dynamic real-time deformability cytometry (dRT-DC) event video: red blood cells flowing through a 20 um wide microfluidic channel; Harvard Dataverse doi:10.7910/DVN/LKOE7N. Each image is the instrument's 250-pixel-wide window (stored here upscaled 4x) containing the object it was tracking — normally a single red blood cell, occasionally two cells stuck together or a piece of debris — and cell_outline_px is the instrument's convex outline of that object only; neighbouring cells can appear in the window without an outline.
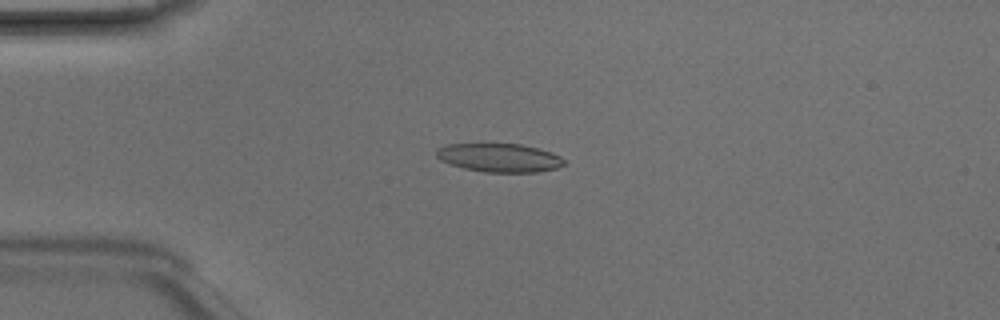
{"species": "Egyptian fruit bat (a non-hibernating species)", "species_latin": "Rousettus aegyptiacus", "temperature_condition": "room temperature", "stored_images_in_passage": 48, "camera_frame_rate_fps": 3000, "um_per_image_px": 0.085, "animal": {"sex": "male"}, "frame": {"image": 1, "passage_image": 12, "time_ms": 3.667, "image_size_px": [1000, 320], "cell_outline_px": [[564, 164], [556, 168], [536, 172], [484, 172], [464, 168], [448, 164], [440, 160], [436, 156], [436, 152], [440, 148], [448, 144], [520, 144], [552, 152], [560, 156], [564, 160]], "centroid_in_image_um": [42.43, 13.41], "position_along_channel_um": 42.6, "area_um2": 21.1}}
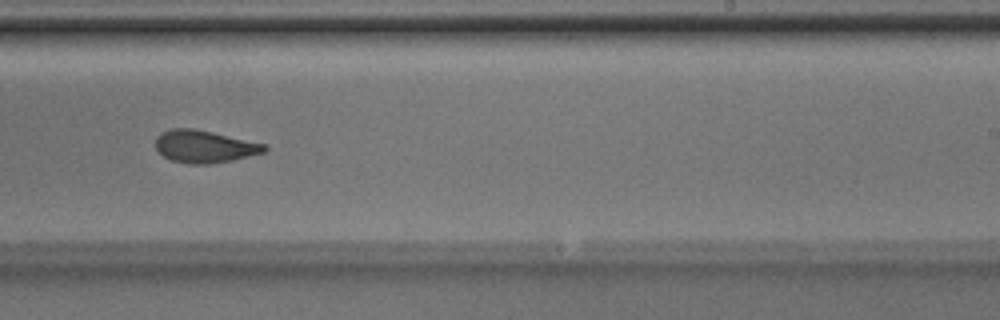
{"frame": {"image": 2, "passage_image": 30, "time_ms": 9.667, "image_size_px": [1000, 320], "cell_outline_px": [[268, 148], [264, 152], [232, 160], [208, 164], [188, 164], [172, 160], [164, 156], [156, 148], [156, 136], [160, 132], [172, 128], [192, 128], [212, 132], [264, 144]], "centroid_in_image_um": [17.34, 12.45], "position_along_channel_um": 271.7, "area_um2": 20.35}}
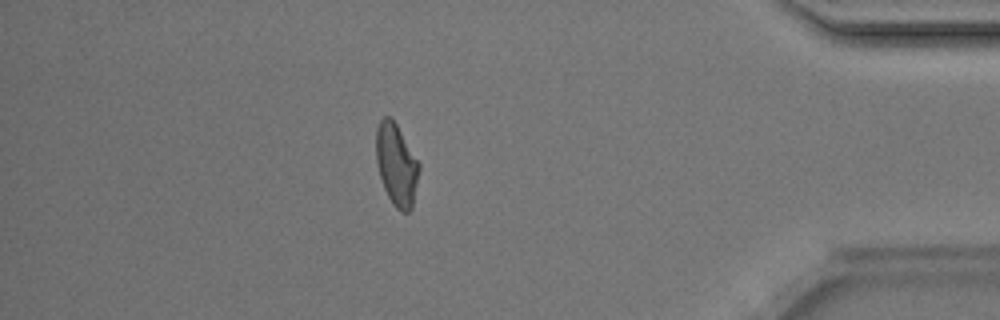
{"frame": {"image": 3, "passage_image": 42, "time_ms": 13.667, "image_size_px": [1000, 320], "cell_outline_px": [[420, 168], [412, 208], [408, 212], [400, 212], [392, 204], [384, 188], [376, 164], [376, 128], [380, 120], [384, 116], [392, 116], [420, 164]], "centroid_in_image_um": [33.69, 13.99], "position_along_channel_um": 401.5, "area_um2": 20.69}, "authors_computed_cell_mechanics": {"area_um2": 21.0103, "velocity_mm_per_s": 4.2304, "shape_relaxation_time_tau1_ms": 4.3793, "shape_relaxation_time_tau2_ms": 2.034, "deformation_change_tau1": 0.1493, "deformation_change_tau2": 0.0859}}